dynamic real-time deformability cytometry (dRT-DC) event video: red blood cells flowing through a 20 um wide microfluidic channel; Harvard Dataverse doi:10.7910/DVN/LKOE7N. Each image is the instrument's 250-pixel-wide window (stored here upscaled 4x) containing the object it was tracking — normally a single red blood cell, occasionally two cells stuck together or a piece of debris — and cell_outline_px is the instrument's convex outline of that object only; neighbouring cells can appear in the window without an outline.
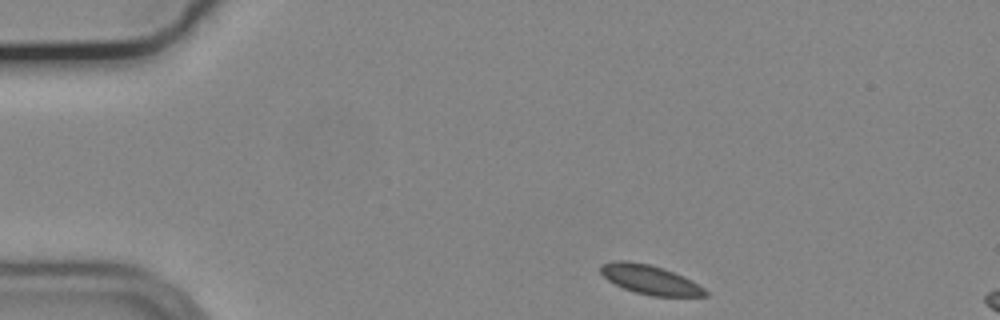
{"species": "common noctule bat (a hibernating species)", "species_latin": "Nyctalus noctula", "temperature_condition": "cold", "stored_images_in_passage": 47, "camera_frame_rate_fps": 3000, "um_per_image_px": 0.085, "animal": {"sex": "male", "body_mass_g": 19.2, "forearm_length_mm": 51.8}, "frame": {"image": 1, "passage_image": 1, "time_ms": 0.0, "image_size_px": [1000, 320], "cell_outline_px": [[708, 296], [652, 296], [636, 292], [624, 288], [608, 280], [600, 272], [600, 264], [616, 260], [628, 260], [648, 264], [664, 268], [692, 280], [704, 288], [708, 292]], "centroid_in_image_um": [55.25, 23.76], "position_along_channel_um": 29.7, "area_um2": 17.8}}
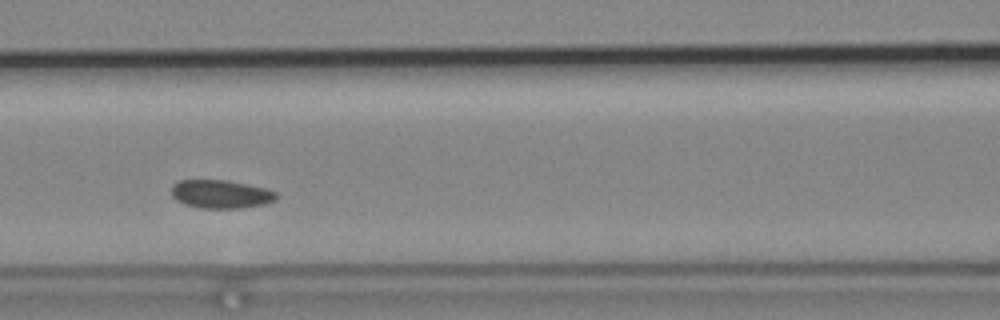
{"frame": {"image": 2, "passage_image": 16, "time_ms": 5.0, "image_size_px": [1000, 320], "cell_outline_px": [[276, 200], [264, 204], [240, 208], [200, 208], [184, 204], [176, 200], [172, 196], [172, 184], [180, 180], [228, 180], [248, 184], [264, 188], [276, 192]], "centroid_in_image_um": [18.75, 16.5], "position_along_channel_um": 147.9, "area_um2": 17.34}}
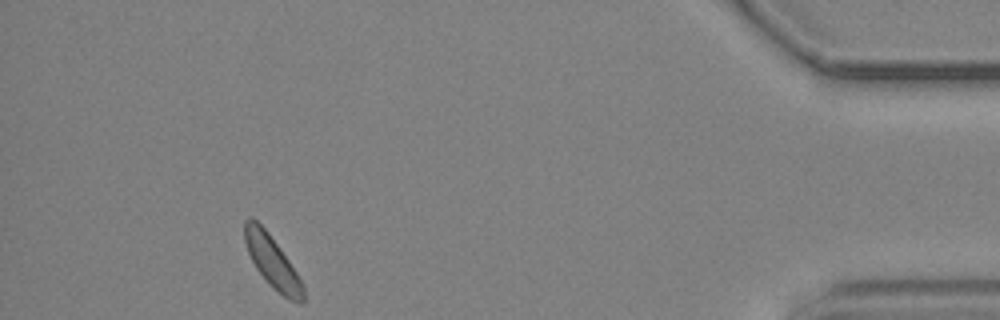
{"frame": {"image": 3, "passage_image": 43, "time_ms": 14.0, "image_size_px": [1000, 320], "cell_outline_px": [[304, 304], [300, 304], [288, 300], [256, 268], [248, 252], [244, 240], [244, 220], [248, 216], [252, 216], [268, 232], [288, 260], [304, 284]], "centroid_in_image_um": [23.15, 22.22], "position_along_channel_um": 412.1, "area_um2": 17.34}}